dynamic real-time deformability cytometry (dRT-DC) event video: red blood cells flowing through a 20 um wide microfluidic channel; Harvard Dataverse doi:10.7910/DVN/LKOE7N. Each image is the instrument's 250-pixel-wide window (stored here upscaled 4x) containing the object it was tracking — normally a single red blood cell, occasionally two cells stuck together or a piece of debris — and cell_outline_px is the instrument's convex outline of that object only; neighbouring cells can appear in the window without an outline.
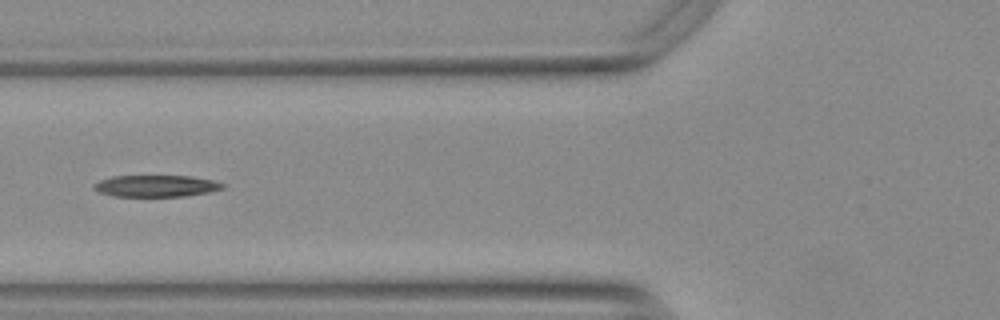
{"species": "Egyptian fruit bat (a non-hibernating species)", "species_latin": "Rousettus aegyptiacus", "temperature_condition": "warm", "stored_images_in_passage": 40, "camera_frame_rate_fps": 3000, "um_per_image_px": 0.085, "animal": {"sex": "female"}, "frame": {"image": 1, "passage_image": 7, "time_ms": 2.0, "image_size_px": [1000, 320], "cell_outline_px": [[224, 188], [208, 192], [184, 196], [116, 196], [100, 192], [92, 188], [92, 184], [100, 180], [112, 176], [192, 176], [212, 180], [224, 184]], "centroid_in_image_um": [13.24, 15.8], "position_along_channel_um": 112.6, "area_um2": 16.13}}
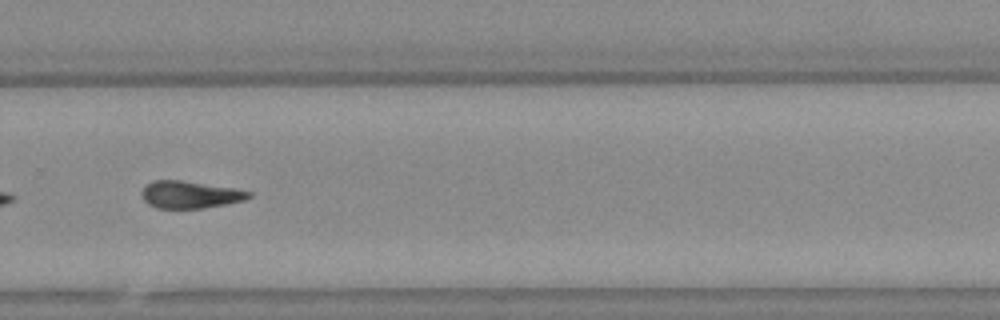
{"frame": {"image": 2, "passage_image": 23, "time_ms": 7.333, "image_size_px": [1000, 320], "cell_outline_px": [[252, 196], [244, 200], [204, 208], [156, 208], [148, 204], [144, 200], [140, 192], [152, 180], [180, 180], [232, 188], [252, 192]], "centroid_in_image_um": [16.12, 16.54], "position_along_channel_um": 313.7, "area_um2": 16.82}}
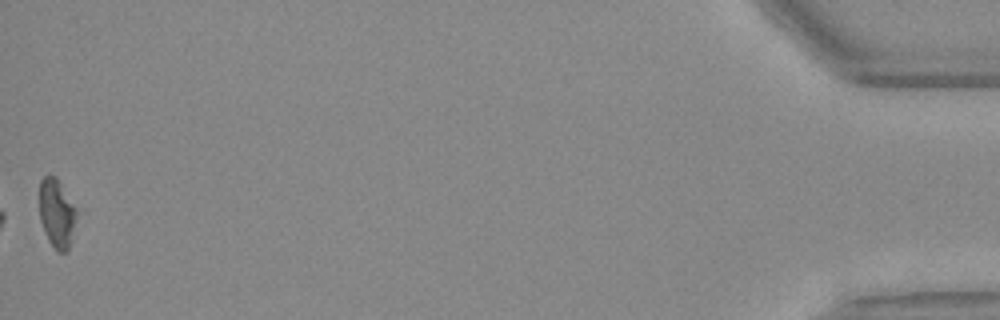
{"frame": {"image": 3, "passage_image": 40, "time_ms": 13.0, "image_size_px": [1000, 320], "cell_outline_px": [[76, 216], [68, 248], [64, 252], [60, 252], [48, 240], [40, 220], [40, 180], [44, 176], [56, 176], [76, 208]], "centroid_in_image_um": [4.8, 18.09], "position_along_channel_um": 430.4, "area_um2": 14.39}, "authors_computed_cell_mechanics": {"area_um2": 17.0221, "velocity_mm_per_s": 3.7732, "shape_relaxation_time_tau1_ms": null, "shape_relaxation_time_tau2_ms": 4.6864, "deformation_change_tau1": null, "deformation_change_tau2": 0.147}}